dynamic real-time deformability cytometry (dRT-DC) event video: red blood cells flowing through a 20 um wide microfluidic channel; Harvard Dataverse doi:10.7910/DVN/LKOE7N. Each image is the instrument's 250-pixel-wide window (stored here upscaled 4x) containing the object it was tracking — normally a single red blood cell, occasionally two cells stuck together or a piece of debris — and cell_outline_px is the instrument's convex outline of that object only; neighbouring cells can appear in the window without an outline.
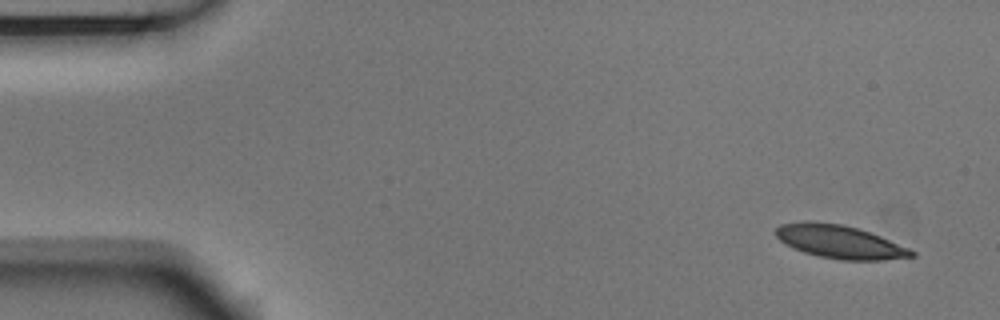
{"species": "Egyptian fruit bat (a non-hibernating species)", "species_latin": "Rousettus aegyptiacus", "temperature_condition": "room temperature", "stored_images_in_passage": 14, "camera_frame_rate_fps": 3000, "um_per_image_px": 0.085, "animal": {"sex": "male"}, "frame": {"image": 1, "passage_image": 1, "time_ms": 0.0, "image_size_px": [1000, 320], "cell_outline_px": [[916, 256], [884, 260], [840, 260], [820, 256], [804, 252], [792, 248], [784, 244], [776, 236], [776, 228], [780, 224], [804, 220], [812, 220], [840, 224], [860, 228], [880, 236], [908, 248], [916, 252]], "centroid_in_image_um": [71.35, 20.54], "position_along_channel_um": 13.7, "area_um2": 26.47}}
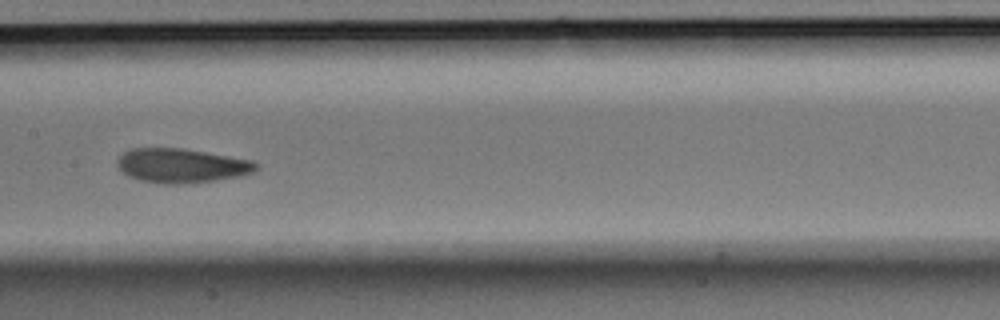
{"frame": {"image": 2, "passage_image": 7, "time_ms": 2.0, "image_size_px": [1000, 320], "cell_outline_px": [[260, 168], [252, 172], [240, 176], [216, 180], [180, 184], [164, 184], [140, 180], [128, 176], [116, 164], [116, 160], [124, 152], [132, 148], [180, 148], [252, 160], [260, 164]], "centroid_in_image_um": [15.44, 14.08], "position_along_channel_um": 192.0, "area_um2": 27.63}}
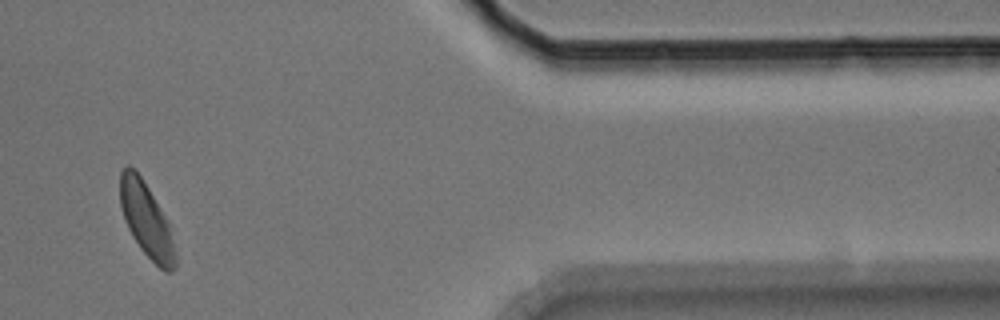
{"frame": {"image": 3, "passage_image": 12, "time_ms": 3.667, "image_size_px": [1000, 320], "cell_outline_px": [[176, 268], [168, 272], [160, 268], [140, 248], [132, 236], [128, 228], [120, 204], [120, 172], [128, 164], [140, 176], [172, 224], [176, 256]], "centroid_in_image_um": [12.49, 18.72], "position_along_channel_um": 398.9, "area_um2": 24.04}}